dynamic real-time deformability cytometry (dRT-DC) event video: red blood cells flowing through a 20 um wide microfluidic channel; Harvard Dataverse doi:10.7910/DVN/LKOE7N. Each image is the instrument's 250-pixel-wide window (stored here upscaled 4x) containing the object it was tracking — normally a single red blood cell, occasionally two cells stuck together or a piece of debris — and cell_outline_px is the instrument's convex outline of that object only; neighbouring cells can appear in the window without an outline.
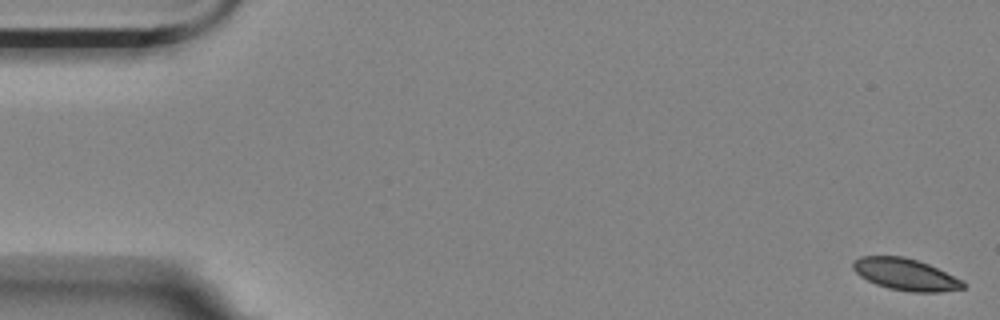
{"species": "Egyptian fruit bat (a non-hibernating species)", "species_latin": "Rousettus aegyptiacus", "temperature_condition": "room temperature", "stored_images_in_passage": 7, "camera_frame_rate_fps": 3000, "um_per_image_px": 0.085, "animal": {"sex": "female"}, "frame": {"image": 1, "passage_image": 1, "time_ms": 0.0, "image_size_px": [1000, 320], "cell_outline_px": [[964, 288], [940, 292], [912, 292], [888, 288], [876, 284], [860, 276], [852, 268], [852, 264], [860, 256], [904, 256], [928, 264], [964, 280]], "centroid_in_image_um": [76.98, 23.32], "position_along_channel_um": 8.0, "area_um2": 20.29}}